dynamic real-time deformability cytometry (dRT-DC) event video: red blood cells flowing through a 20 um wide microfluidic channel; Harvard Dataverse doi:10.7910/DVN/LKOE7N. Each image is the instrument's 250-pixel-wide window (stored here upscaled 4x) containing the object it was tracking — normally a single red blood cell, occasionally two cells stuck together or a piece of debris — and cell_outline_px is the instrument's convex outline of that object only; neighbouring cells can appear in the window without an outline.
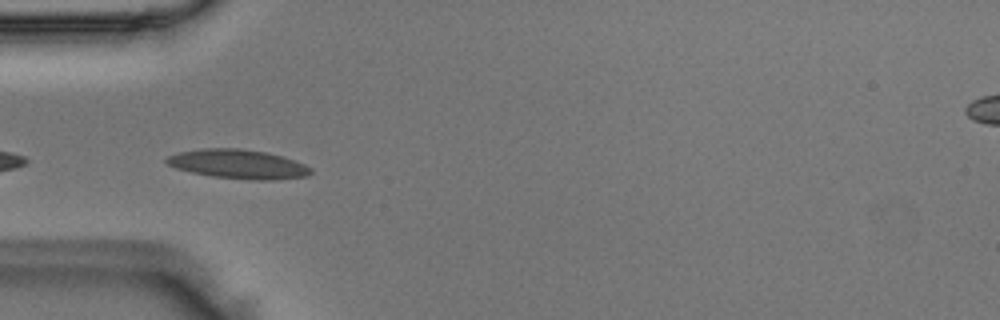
{"species": "Egyptian fruit bat (a non-hibernating species)", "species_latin": "Rousettus aegyptiacus", "temperature_condition": "room temperature", "stored_images_in_passage": 10, "camera_frame_rate_fps": 3000, "um_per_image_px": 0.085, "animal": {"sex": "male"}, "frame": {"image": 1, "passage_image": 6, "time_ms": 1.667, "image_size_px": [1000, 320], "cell_outline_px": [[312, 172], [308, 176], [272, 180], [252, 180], [212, 176], [192, 172], [176, 168], [168, 164], [164, 160], [168, 156], [180, 152], [204, 148], [240, 148], [268, 152], [284, 156], [304, 164], [312, 168]], "centroid_in_image_um": [20.28, 13.94], "position_along_channel_um": 64.7, "area_um2": 24.57}}